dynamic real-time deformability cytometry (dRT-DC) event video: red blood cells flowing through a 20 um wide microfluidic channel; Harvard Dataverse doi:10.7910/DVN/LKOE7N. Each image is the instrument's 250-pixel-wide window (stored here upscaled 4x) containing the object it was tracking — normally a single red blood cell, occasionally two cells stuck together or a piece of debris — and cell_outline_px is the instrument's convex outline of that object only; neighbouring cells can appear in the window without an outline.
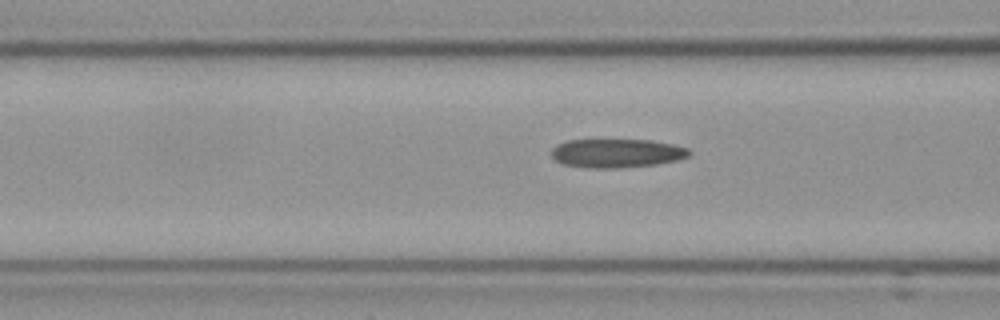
{"species": "Egyptian fruit bat (a non-hibernating species)", "species_latin": "Rousettus aegyptiacus", "temperature_condition": "cold", "stored_images_in_passage": 19, "camera_frame_rate_fps": 3000, "um_per_image_px": 0.085, "frame": {"image": 1, "passage_image": 16, "time_ms": 5.0, "image_size_px": [1000, 320], "cell_outline_px": [[692, 152], [688, 156], [676, 160], [656, 164], [620, 168], [588, 168], [564, 164], [556, 160], [552, 156], [552, 148], [556, 144], [564, 140], [652, 140], [672, 144], [688, 148]], "centroid_in_image_um": [52.41, 13.02], "position_along_channel_um": 114.2, "area_um2": 23.12}}